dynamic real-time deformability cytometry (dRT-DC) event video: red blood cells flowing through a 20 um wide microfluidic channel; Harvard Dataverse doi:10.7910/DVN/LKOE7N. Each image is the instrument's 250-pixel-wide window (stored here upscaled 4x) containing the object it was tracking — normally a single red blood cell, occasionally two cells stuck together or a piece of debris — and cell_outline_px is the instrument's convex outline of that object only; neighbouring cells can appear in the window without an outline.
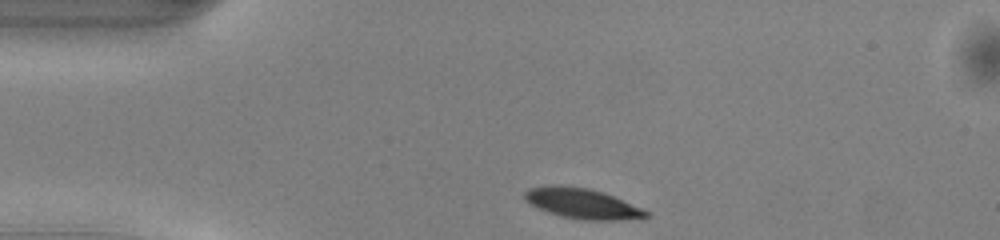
{"species": "common noctule bat (a hibernating species)", "species_latin": "Nyctalus noctula", "temperature_condition": "warm", "stored_images_in_passage": 41, "camera_frame_rate_fps": 3000, "um_per_image_px": 0.085, "animal": {"sex": "male", "body_mass_g": 13.0, "forearm_length_mm": 53.1}, "frame": {"image": 1, "passage_image": 1, "time_ms": 0.0, "image_size_px": [1000, 240], "cell_outline_px": [[648, 216], [644, 220], [580, 220], [560, 216], [548, 212], [524, 200], [524, 192], [528, 188], [556, 184], [588, 188], [604, 192], [640, 208], [648, 212]], "centroid_in_image_um": [49.5, 17.31], "position_along_channel_um": 35.5, "area_um2": 21.56}}
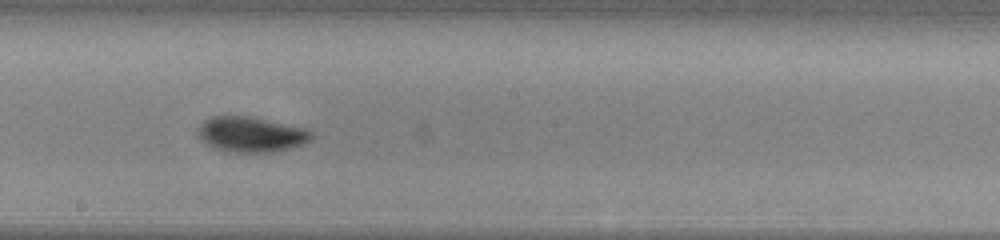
{"frame": {"image": 2, "passage_image": 18, "time_ms": 5.667, "image_size_px": [1000, 240], "cell_outline_px": [[316, 136], [312, 140], [304, 144], [292, 148], [272, 152], [236, 152], [216, 148], [208, 144], [196, 132], [196, 128], [204, 120], [212, 116], [252, 116], [304, 128], [312, 132]], "centroid_in_image_um": [21.39, 11.41], "position_along_channel_um": 226.8, "area_um2": 23.41}}
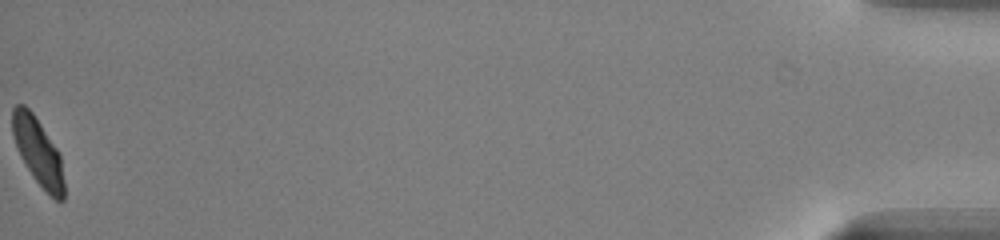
{"frame": {"image": 3, "passage_image": 41, "time_ms": 13.333, "image_size_px": [1000, 240], "cell_outline_px": [[64, 200], [56, 200], [32, 176], [20, 156], [12, 132], [12, 108], [16, 104], [24, 104], [32, 112], [60, 152], [64, 180]], "centroid_in_image_um": [3.23, 12.86], "position_along_channel_um": 432.0, "area_um2": 20.06}, "authors_computed_cell_mechanics": {"area_um2": 21.5594, "velocity_mm_per_s": 4.0593, "shape_relaxation_time_tau1_ms": 1.7736, "shape_relaxation_time_tau2_ms": 0.9405, "deformation_change_tau1": 0.1282, "deformation_change_tau2": 0.041}}